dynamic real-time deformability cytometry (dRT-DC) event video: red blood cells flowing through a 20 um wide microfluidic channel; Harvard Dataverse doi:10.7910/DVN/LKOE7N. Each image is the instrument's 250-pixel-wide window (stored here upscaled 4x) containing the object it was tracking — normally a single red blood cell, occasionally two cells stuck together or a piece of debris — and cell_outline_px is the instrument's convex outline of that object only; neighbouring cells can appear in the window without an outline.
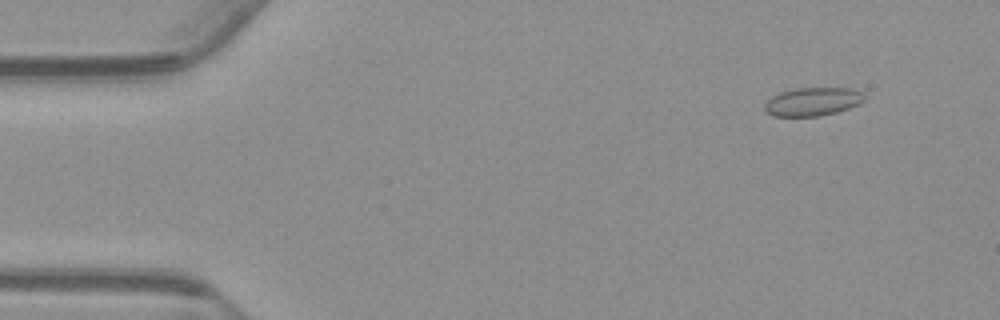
{"species": "common noctule bat (a hibernating species)", "species_latin": "Nyctalus noctula", "temperature_condition": "warm", "stored_images_in_passage": 54, "camera_frame_rate_fps": 3000, "um_per_image_px": 0.085, "animal": {"sex": "male", "body_mass_g": 23.1, "forearm_length_mm": 52.7}, "frame": {"image": 1, "passage_image": 5, "time_ms": 1.333, "image_size_px": [1000, 320], "cell_outline_px": [[864, 100], [848, 108], [836, 112], [820, 116], [772, 116], [764, 112], [764, 104], [772, 96], [780, 92], [796, 88], [848, 88], [860, 92], [864, 96]], "centroid_in_image_um": [69.0, 8.65], "position_along_channel_um": 16.0, "area_um2": 16.36}}
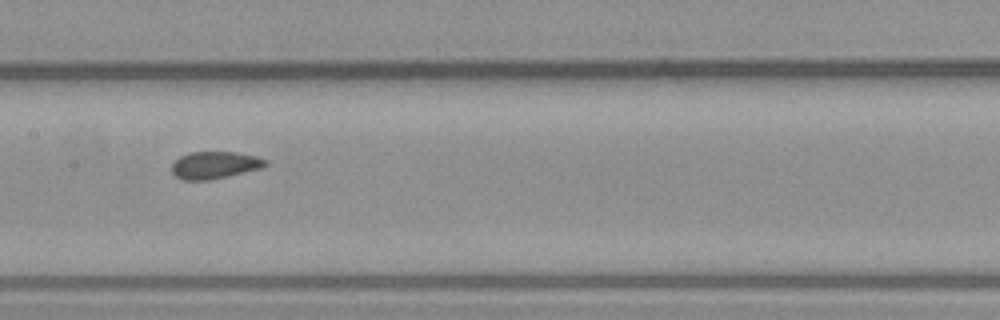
{"frame": {"image": 2, "passage_image": 27, "time_ms": 8.667, "image_size_px": [1000, 320], "cell_outline_px": [[268, 164], [264, 168], [228, 176], [208, 180], [184, 180], [176, 176], [172, 172], [172, 164], [180, 156], [188, 152], [236, 152], [256, 156], [268, 160]], "centroid_in_image_um": [18.29, 14.03], "position_along_channel_um": 189.1, "area_um2": 14.97}}
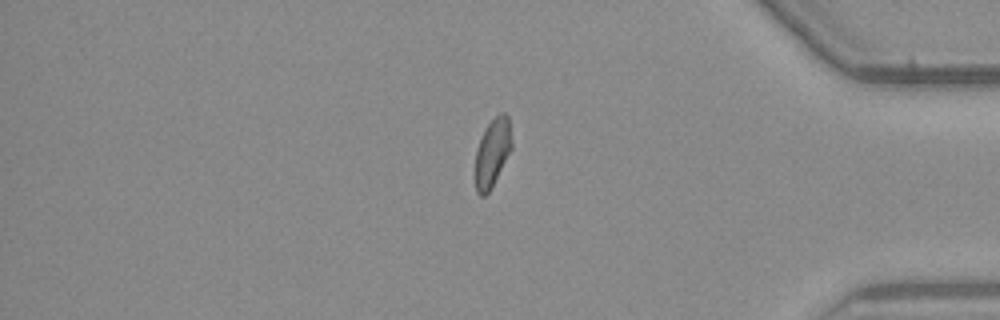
{"frame": {"image": 3, "passage_image": 46, "time_ms": 15.0, "image_size_px": [1000, 320], "cell_outline_px": [[512, 148], [488, 192], [484, 196], [480, 196], [476, 192], [476, 148], [488, 124], [500, 112], [504, 112], [508, 116], [512, 140]], "centroid_in_image_um": [41.86, 12.95], "position_along_channel_um": 393.3, "area_um2": 14.1}, "authors_computed_cell_mechanics": {"area_um2": 15.5482, "velocity_mm_per_s": 3.7236, "shape_relaxation_time_tau1_ms": null, "shape_relaxation_time_tau2_ms": 2.1867, "deformation_change_tau1": null, "deformation_change_tau2": 0.0652}}